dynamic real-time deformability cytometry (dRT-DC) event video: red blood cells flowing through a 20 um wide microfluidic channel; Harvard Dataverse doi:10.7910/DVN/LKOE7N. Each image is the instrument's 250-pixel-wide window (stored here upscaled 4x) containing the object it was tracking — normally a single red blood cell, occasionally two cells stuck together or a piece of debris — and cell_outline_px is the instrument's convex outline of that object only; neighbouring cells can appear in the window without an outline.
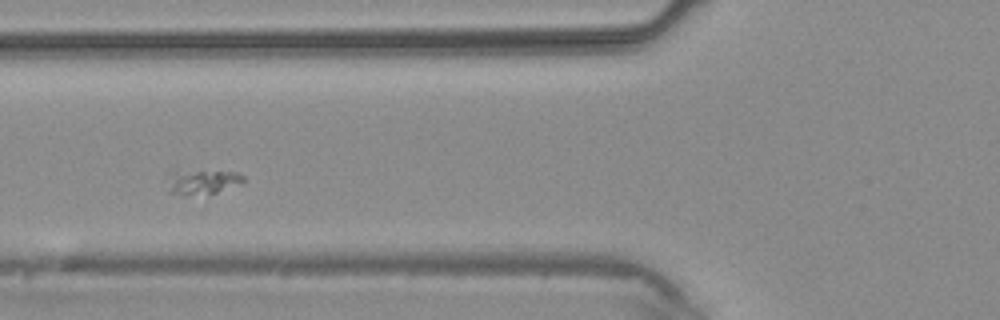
{"species": "common noctule bat (a hibernating species)", "species_latin": "Nyctalus noctula", "temperature_condition": "warm", "stored_images_in_passage": 2, "camera_frame_rate_fps": 3000, "um_per_image_px": 0.085, "animal": {"sex": "male", "body_mass_g": 20.4}, "frame": {"image": 1, "passage_image": 2, "time_ms": 1.0, "image_size_px": [1000, 320], "cell_outline_px": [[248, 180], [244, 184], [216, 192], [184, 196], [180, 196], [168, 192], [164, 176], [176, 168], [236, 172], [244, 176]], "centroid_in_image_um": [17.11, 15.42], "position_along_channel_um": 108.7, "area_um2": 12.14}}